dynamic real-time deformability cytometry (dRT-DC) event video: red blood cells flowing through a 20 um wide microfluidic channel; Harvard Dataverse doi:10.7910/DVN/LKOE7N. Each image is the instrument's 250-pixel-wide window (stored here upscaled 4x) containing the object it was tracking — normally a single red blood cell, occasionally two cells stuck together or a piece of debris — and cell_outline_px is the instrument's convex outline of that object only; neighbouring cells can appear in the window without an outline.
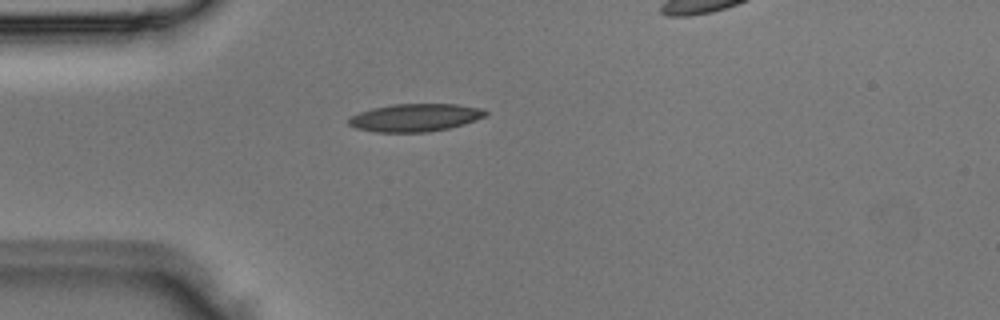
{"species": "Egyptian fruit bat (a non-hibernating species)", "species_latin": "Rousettus aegyptiacus", "temperature_condition": "room temperature", "stored_images_in_passage": 2, "segment_of_instrument_passage": [1, 2], "camera_frame_rate_fps": 3000, "um_per_image_px": 0.085, "animal": {"sex": "male"}, "frame": {"image": 1, "passage_image": 1, "time_ms": 0.0, "image_size_px": [1000, 320], "cell_outline_px": [[488, 112], [484, 116], [476, 120], [464, 124], [448, 128], [428, 132], [376, 132], [356, 128], [348, 124], [348, 120], [352, 116], [360, 112], [372, 108], [392, 104], [456, 104], [484, 108]], "centroid_in_image_um": [35.31, 9.99], "position_along_channel_um": 49.7, "area_um2": 22.14}}